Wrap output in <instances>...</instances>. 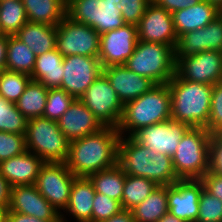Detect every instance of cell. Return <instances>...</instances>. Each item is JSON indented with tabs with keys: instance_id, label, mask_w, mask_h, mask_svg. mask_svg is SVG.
Wrapping results in <instances>:
<instances>
[{
	"instance_id": "ba28073f",
	"label": "cell",
	"mask_w": 222,
	"mask_h": 222,
	"mask_svg": "<svg viewBox=\"0 0 222 222\" xmlns=\"http://www.w3.org/2000/svg\"><path fill=\"white\" fill-rule=\"evenodd\" d=\"M118 0H67V16L100 35L125 24Z\"/></svg>"
},
{
	"instance_id": "ffe728a7",
	"label": "cell",
	"mask_w": 222,
	"mask_h": 222,
	"mask_svg": "<svg viewBox=\"0 0 222 222\" xmlns=\"http://www.w3.org/2000/svg\"><path fill=\"white\" fill-rule=\"evenodd\" d=\"M57 124L69 142L94 134L105 127L80 99L73 101Z\"/></svg>"
},
{
	"instance_id": "e0dca14e",
	"label": "cell",
	"mask_w": 222,
	"mask_h": 222,
	"mask_svg": "<svg viewBox=\"0 0 222 222\" xmlns=\"http://www.w3.org/2000/svg\"><path fill=\"white\" fill-rule=\"evenodd\" d=\"M138 40L176 46L178 36L172 15L151 2L137 25Z\"/></svg>"
},
{
	"instance_id": "d4e9b609",
	"label": "cell",
	"mask_w": 222,
	"mask_h": 222,
	"mask_svg": "<svg viewBox=\"0 0 222 222\" xmlns=\"http://www.w3.org/2000/svg\"><path fill=\"white\" fill-rule=\"evenodd\" d=\"M63 60L64 56L56 48L36 56L31 80L46 88H60L64 76Z\"/></svg>"
},
{
	"instance_id": "f35d334b",
	"label": "cell",
	"mask_w": 222,
	"mask_h": 222,
	"mask_svg": "<svg viewBox=\"0 0 222 222\" xmlns=\"http://www.w3.org/2000/svg\"><path fill=\"white\" fill-rule=\"evenodd\" d=\"M26 151L25 135L0 131V162Z\"/></svg>"
},
{
	"instance_id": "83f0119b",
	"label": "cell",
	"mask_w": 222,
	"mask_h": 222,
	"mask_svg": "<svg viewBox=\"0 0 222 222\" xmlns=\"http://www.w3.org/2000/svg\"><path fill=\"white\" fill-rule=\"evenodd\" d=\"M135 222H157L168 213L167 186H157L140 204L131 209Z\"/></svg>"
},
{
	"instance_id": "b9f144b4",
	"label": "cell",
	"mask_w": 222,
	"mask_h": 222,
	"mask_svg": "<svg viewBox=\"0 0 222 222\" xmlns=\"http://www.w3.org/2000/svg\"><path fill=\"white\" fill-rule=\"evenodd\" d=\"M208 173L222 175V134L211 133L209 142V168Z\"/></svg>"
},
{
	"instance_id": "9a60e30c",
	"label": "cell",
	"mask_w": 222,
	"mask_h": 222,
	"mask_svg": "<svg viewBox=\"0 0 222 222\" xmlns=\"http://www.w3.org/2000/svg\"><path fill=\"white\" fill-rule=\"evenodd\" d=\"M189 128L182 122L170 119L142 127L132 137L149 150L172 157L180 140Z\"/></svg>"
},
{
	"instance_id": "ac0fdd59",
	"label": "cell",
	"mask_w": 222,
	"mask_h": 222,
	"mask_svg": "<svg viewBox=\"0 0 222 222\" xmlns=\"http://www.w3.org/2000/svg\"><path fill=\"white\" fill-rule=\"evenodd\" d=\"M207 50L222 52V15L204 28L180 35L175 46V59L193 56Z\"/></svg>"
},
{
	"instance_id": "60d3db41",
	"label": "cell",
	"mask_w": 222,
	"mask_h": 222,
	"mask_svg": "<svg viewBox=\"0 0 222 222\" xmlns=\"http://www.w3.org/2000/svg\"><path fill=\"white\" fill-rule=\"evenodd\" d=\"M151 0H118V10L122 12L125 24L137 26Z\"/></svg>"
},
{
	"instance_id": "44dd1931",
	"label": "cell",
	"mask_w": 222,
	"mask_h": 222,
	"mask_svg": "<svg viewBox=\"0 0 222 222\" xmlns=\"http://www.w3.org/2000/svg\"><path fill=\"white\" fill-rule=\"evenodd\" d=\"M103 73L123 105L137 99L156 85L151 79L130 71L125 65L105 67Z\"/></svg>"
},
{
	"instance_id": "8fae6325",
	"label": "cell",
	"mask_w": 222,
	"mask_h": 222,
	"mask_svg": "<svg viewBox=\"0 0 222 222\" xmlns=\"http://www.w3.org/2000/svg\"><path fill=\"white\" fill-rule=\"evenodd\" d=\"M75 178L65 162H45L34 185L61 214L68 205L70 189Z\"/></svg>"
},
{
	"instance_id": "9c48e42d",
	"label": "cell",
	"mask_w": 222,
	"mask_h": 222,
	"mask_svg": "<svg viewBox=\"0 0 222 222\" xmlns=\"http://www.w3.org/2000/svg\"><path fill=\"white\" fill-rule=\"evenodd\" d=\"M56 49L65 57L99 56L100 34L86 24L73 21L67 15L56 25Z\"/></svg>"
},
{
	"instance_id": "30bf717a",
	"label": "cell",
	"mask_w": 222,
	"mask_h": 222,
	"mask_svg": "<svg viewBox=\"0 0 222 222\" xmlns=\"http://www.w3.org/2000/svg\"><path fill=\"white\" fill-rule=\"evenodd\" d=\"M80 100L104 126L118 127L124 105L104 73L95 79Z\"/></svg>"
},
{
	"instance_id": "c3c4849f",
	"label": "cell",
	"mask_w": 222,
	"mask_h": 222,
	"mask_svg": "<svg viewBox=\"0 0 222 222\" xmlns=\"http://www.w3.org/2000/svg\"><path fill=\"white\" fill-rule=\"evenodd\" d=\"M7 35L0 34V71L6 70Z\"/></svg>"
},
{
	"instance_id": "1f68e13d",
	"label": "cell",
	"mask_w": 222,
	"mask_h": 222,
	"mask_svg": "<svg viewBox=\"0 0 222 222\" xmlns=\"http://www.w3.org/2000/svg\"><path fill=\"white\" fill-rule=\"evenodd\" d=\"M158 185L147 178L125 176L121 205L123 210H131L144 201Z\"/></svg>"
},
{
	"instance_id": "bcb514c9",
	"label": "cell",
	"mask_w": 222,
	"mask_h": 222,
	"mask_svg": "<svg viewBox=\"0 0 222 222\" xmlns=\"http://www.w3.org/2000/svg\"><path fill=\"white\" fill-rule=\"evenodd\" d=\"M11 186L0 174V206H9Z\"/></svg>"
},
{
	"instance_id": "5b68a950",
	"label": "cell",
	"mask_w": 222,
	"mask_h": 222,
	"mask_svg": "<svg viewBox=\"0 0 222 222\" xmlns=\"http://www.w3.org/2000/svg\"><path fill=\"white\" fill-rule=\"evenodd\" d=\"M124 65L155 84H167L175 75V47L138 40Z\"/></svg>"
},
{
	"instance_id": "4fadbf2b",
	"label": "cell",
	"mask_w": 222,
	"mask_h": 222,
	"mask_svg": "<svg viewBox=\"0 0 222 222\" xmlns=\"http://www.w3.org/2000/svg\"><path fill=\"white\" fill-rule=\"evenodd\" d=\"M175 63V73L184 80L207 85L222 82V52L207 50Z\"/></svg>"
},
{
	"instance_id": "cb8c5ba5",
	"label": "cell",
	"mask_w": 222,
	"mask_h": 222,
	"mask_svg": "<svg viewBox=\"0 0 222 222\" xmlns=\"http://www.w3.org/2000/svg\"><path fill=\"white\" fill-rule=\"evenodd\" d=\"M176 35L204 28L221 15V11L211 3L201 0L198 4L171 13Z\"/></svg>"
},
{
	"instance_id": "816d5d0a",
	"label": "cell",
	"mask_w": 222,
	"mask_h": 222,
	"mask_svg": "<svg viewBox=\"0 0 222 222\" xmlns=\"http://www.w3.org/2000/svg\"><path fill=\"white\" fill-rule=\"evenodd\" d=\"M208 3H211L212 5L216 6L220 11H222V0H205Z\"/></svg>"
},
{
	"instance_id": "f546056e",
	"label": "cell",
	"mask_w": 222,
	"mask_h": 222,
	"mask_svg": "<svg viewBox=\"0 0 222 222\" xmlns=\"http://www.w3.org/2000/svg\"><path fill=\"white\" fill-rule=\"evenodd\" d=\"M49 88L42 83L30 80L24 93L16 102L17 109L27 119L43 117Z\"/></svg>"
},
{
	"instance_id": "681fc988",
	"label": "cell",
	"mask_w": 222,
	"mask_h": 222,
	"mask_svg": "<svg viewBox=\"0 0 222 222\" xmlns=\"http://www.w3.org/2000/svg\"><path fill=\"white\" fill-rule=\"evenodd\" d=\"M157 222H186L178 217L170 214L169 212L163 215Z\"/></svg>"
},
{
	"instance_id": "277c9868",
	"label": "cell",
	"mask_w": 222,
	"mask_h": 222,
	"mask_svg": "<svg viewBox=\"0 0 222 222\" xmlns=\"http://www.w3.org/2000/svg\"><path fill=\"white\" fill-rule=\"evenodd\" d=\"M171 107L168 84H156L137 99L124 105L118 132L123 137H129L142 127L170 120Z\"/></svg>"
},
{
	"instance_id": "4316f807",
	"label": "cell",
	"mask_w": 222,
	"mask_h": 222,
	"mask_svg": "<svg viewBox=\"0 0 222 222\" xmlns=\"http://www.w3.org/2000/svg\"><path fill=\"white\" fill-rule=\"evenodd\" d=\"M29 22L56 26L67 15V0H21Z\"/></svg>"
},
{
	"instance_id": "d6986e66",
	"label": "cell",
	"mask_w": 222,
	"mask_h": 222,
	"mask_svg": "<svg viewBox=\"0 0 222 222\" xmlns=\"http://www.w3.org/2000/svg\"><path fill=\"white\" fill-rule=\"evenodd\" d=\"M8 209L41 220H61L60 213L39 193L35 185L11 187Z\"/></svg>"
},
{
	"instance_id": "8992f818",
	"label": "cell",
	"mask_w": 222,
	"mask_h": 222,
	"mask_svg": "<svg viewBox=\"0 0 222 222\" xmlns=\"http://www.w3.org/2000/svg\"><path fill=\"white\" fill-rule=\"evenodd\" d=\"M210 136L205 128H189L183 135L171 157L179 180L201 179L208 172Z\"/></svg>"
},
{
	"instance_id": "7402d4cb",
	"label": "cell",
	"mask_w": 222,
	"mask_h": 222,
	"mask_svg": "<svg viewBox=\"0 0 222 222\" xmlns=\"http://www.w3.org/2000/svg\"><path fill=\"white\" fill-rule=\"evenodd\" d=\"M45 162L36 154L28 150L0 162V174L11 187L17 185H34L41 166Z\"/></svg>"
},
{
	"instance_id": "4dcf8cb0",
	"label": "cell",
	"mask_w": 222,
	"mask_h": 222,
	"mask_svg": "<svg viewBox=\"0 0 222 222\" xmlns=\"http://www.w3.org/2000/svg\"><path fill=\"white\" fill-rule=\"evenodd\" d=\"M35 53L14 35H7L6 70L31 75Z\"/></svg>"
},
{
	"instance_id": "ee69618b",
	"label": "cell",
	"mask_w": 222,
	"mask_h": 222,
	"mask_svg": "<svg viewBox=\"0 0 222 222\" xmlns=\"http://www.w3.org/2000/svg\"><path fill=\"white\" fill-rule=\"evenodd\" d=\"M156 6L173 13L198 4L201 0H151Z\"/></svg>"
},
{
	"instance_id": "7dc6e473",
	"label": "cell",
	"mask_w": 222,
	"mask_h": 222,
	"mask_svg": "<svg viewBox=\"0 0 222 222\" xmlns=\"http://www.w3.org/2000/svg\"><path fill=\"white\" fill-rule=\"evenodd\" d=\"M102 222H135L131 210H122L120 213L113 215L108 220Z\"/></svg>"
},
{
	"instance_id": "7bdbcfd3",
	"label": "cell",
	"mask_w": 222,
	"mask_h": 222,
	"mask_svg": "<svg viewBox=\"0 0 222 222\" xmlns=\"http://www.w3.org/2000/svg\"><path fill=\"white\" fill-rule=\"evenodd\" d=\"M200 180L208 193L222 201V175L206 172Z\"/></svg>"
},
{
	"instance_id": "f1b7e54d",
	"label": "cell",
	"mask_w": 222,
	"mask_h": 222,
	"mask_svg": "<svg viewBox=\"0 0 222 222\" xmlns=\"http://www.w3.org/2000/svg\"><path fill=\"white\" fill-rule=\"evenodd\" d=\"M125 176L123 169L117 163L113 167L90 174L88 178L97 193L107 195L121 202Z\"/></svg>"
},
{
	"instance_id": "74e56055",
	"label": "cell",
	"mask_w": 222,
	"mask_h": 222,
	"mask_svg": "<svg viewBox=\"0 0 222 222\" xmlns=\"http://www.w3.org/2000/svg\"><path fill=\"white\" fill-rule=\"evenodd\" d=\"M122 210L121 202L96 192L93 199L92 222L108 220Z\"/></svg>"
},
{
	"instance_id": "836d02e7",
	"label": "cell",
	"mask_w": 222,
	"mask_h": 222,
	"mask_svg": "<svg viewBox=\"0 0 222 222\" xmlns=\"http://www.w3.org/2000/svg\"><path fill=\"white\" fill-rule=\"evenodd\" d=\"M27 121L17 109L16 103L0 95V131L25 135Z\"/></svg>"
},
{
	"instance_id": "d590c367",
	"label": "cell",
	"mask_w": 222,
	"mask_h": 222,
	"mask_svg": "<svg viewBox=\"0 0 222 222\" xmlns=\"http://www.w3.org/2000/svg\"><path fill=\"white\" fill-rule=\"evenodd\" d=\"M74 100L75 98L63 89L49 88L43 117L58 121Z\"/></svg>"
},
{
	"instance_id": "2e32d148",
	"label": "cell",
	"mask_w": 222,
	"mask_h": 222,
	"mask_svg": "<svg viewBox=\"0 0 222 222\" xmlns=\"http://www.w3.org/2000/svg\"><path fill=\"white\" fill-rule=\"evenodd\" d=\"M203 188L200 179L177 180L167 186L168 212L186 222H196Z\"/></svg>"
},
{
	"instance_id": "6da1fadb",
	"label": "cell",
	"mask_w": 222,
	"mask_h": 222,
	"mask_svg": "<svg viewBox=\"0 0 222 222\" xmlns=\"http://www.w3.org/2000/svg\"><path fill=\"white\" fill-rule=\"evenodd\" d=\"M120 137L116 127L105 126L94 134L70 142L65 162L68 169L76 177H88L113 167L118 163Z\"/></svg>"
},
{
	"instance_id": "3957f363",
	"label": "cell",
	"mask_w": 222,
	"mask_h": 222,
	"mask_svg": "<svg viewBox=\"0 0 222 222\" xmlns=\"http://www.w3.org/2000/svg\"><path fill=\"white\" fill-rule=\"evenodd\" d=\"M167 84L171 95V119L190 128H205L213 85L184 80L176 73Z\"/></svg>"
},
{
	"instance_id": "d6a6232c",
	"label": "cell",
	"mask_w": 222,
	"mask_h": 222,
	"mask_svg": "<svg viewBox=\"0 0 222 222\" xmlns=\"http://www.w3.org/2000/svg\"><path fill=\"white\" fill-rule=\"evenodd\" d=\"M28 22L21 0H0V34L15 35Z\"/></svg>"
},
{
	"instance_id": "f6af8a7d",
	"label": "cell",
	"mask_w": 222,
	"mask_h": 222,
	"mask_svg": "<svg viewBox=\"0 0 222 222\" xmlns=\"http://www.w3.org/2000/svg\"><path fill=\"white\" fill-rule=\"evenodd\" d=\"M7 222H61V220H41L34 216L8 211Z\"/></svg>"
},
{
	"instance_id": "484cf974",
	"label": "cell",
	"mask_w": 222,
	"mask_h": 222,
	"mask_svg": "<svg viewBox=\"0 0 222 222\" xmlns=\"http://www.w3.org/2000/svg\"><path fill=\"white\" fill-rule=\"evenodd\" d=\"M14 36L25 43L36 56L56 48V26L28 21Z\"/></svg>"
},
{
	"instance_id": "8d00e7d4",
	"label": "cell",
	"mask_w": 222,
	"mask_h": 222,
	"mask_svg": "<svg viewBox=\"0 0 222 222\" xmlns=\"http://www.w3.org/2000/svg\"><path fill=\"white\" fill-rule=\"evenodd\" d=\"M196 222H222V201L204 188L200 193L199 214Z\"/></svg>"
},
{
	"instance_id": "f907efd6",
	"label": "cell",
	"mask_w": 222,
	"mask_h": 222,
	"mask_svg": "<svg viewBox=\"0 0 222 222\" xmlns=\"http://www.w3.org/2000/svg\"><path fill=\"white\" fill-rule=\"evenodd\" d=\"M9 206H0V222H7V213Z\"/></svg>"
},
{
	"instance_id": "52a82bcc",
	"label": "cell",
	"mask_w": 222,
	"mask_h": 222,
	"mask_svg": "<svg viewBox=\"0 0 222 222\" xmlns=\"http://www.w3.org/2000/svg\"><path fill=\"white\" fill-rule=\"evenodd\" d=\"M26 148L44 162H66L69 141L59 129L57 121L35 117L27 121Z\"/></svg>"
},
{
	"instance_id": "7c38bea8",
	"label": "cell",
	"mask_w": 222,
	"mask_h": 222,
	"mask_svg": "<svg viewBox=\"0 0 222 222\" xmlns=\"http://www.w3.org/2000/svg\"><path fill=\"white\" fill-rule=\"evenodd\" d=\"M64 76L60 89L80 99L95 79L103 73L98 57L82 55L65 56L63 60Z\"/></svg>"
},
{
	"instance_id": "7a4b0ae2",
	"label": "cell",
	"mask_w": 222,
	"mask_h": 222,
	"mask_svg": "<svg viewBox=\"0 0 222 222\" xmlns=\"http://www.w3.org/2000/svg\"><path fill=\"white\" fill-rule=\"evenodd\" d=\"M118 164L125 174L147 178L158 186H169L179 180L170 156L149 150L132 136L120 137Z\"/></svg>"
},
{
	"instance_id": "5bb4252c",
	"label": "cell",
	"mask_w": 222,
	"mask_h": 222,
	"mask_svg": "<svg viewBox=\"0 0 222 222\" xmlns=\"http://www.w3.org/2000/svg\"><path fill=\"white\" fill-rule=\"evenodd\" d=\"M138 42L137 26L124 24L100 35L99 61L103 68L124 65Z\"/></svg>"
},
{
	"instance_id": "e575fe53",
	"label": "cell",
	"mask_w": 222,
	"mask_h": 222,
	"mask_svg": "<svg viewBox=\"0 0 222 222\" xmlns=\"http://www.w3.org/2000/svg\"><path fill=\"white\" fill-rule=\"evenodd\" d=\"M31 76L9 70L0 71V95L12 103H16L24 93Z\"/></svg>"
},
{
	"instance_id": "ab89813d",
	"label": "cell",
	"mask_w": 222,
	"mask_h": 222,
	"mask_svg": "<svg viewBox=\"0 0 222 222\" xmlns=\"http://www.w3.org/2000/svg\"><path fill=\"white\" fill-rule=\"evenodd\" d=\"M205 129L209 133L222 130V82L213 85L210 115Z\"/></svg>"
},
{
	"instance_id": "603a6c76",
	"label": "cell",
	"mask_w": 222,
	"mask_h": 222,
	"mask_svg": "<svg viewBox=\"0 0 222 222\" xmlns=\"http://www.w3.org/2000/svg\"><path fill=\"white\" fill-rule=\"evenodd\" d=\"M95 194L94 186L88 177H76L70 189L68 205L60 214L61 222H68L69 216L77 222H92Z\"/></svg>"
}]
</instances>
